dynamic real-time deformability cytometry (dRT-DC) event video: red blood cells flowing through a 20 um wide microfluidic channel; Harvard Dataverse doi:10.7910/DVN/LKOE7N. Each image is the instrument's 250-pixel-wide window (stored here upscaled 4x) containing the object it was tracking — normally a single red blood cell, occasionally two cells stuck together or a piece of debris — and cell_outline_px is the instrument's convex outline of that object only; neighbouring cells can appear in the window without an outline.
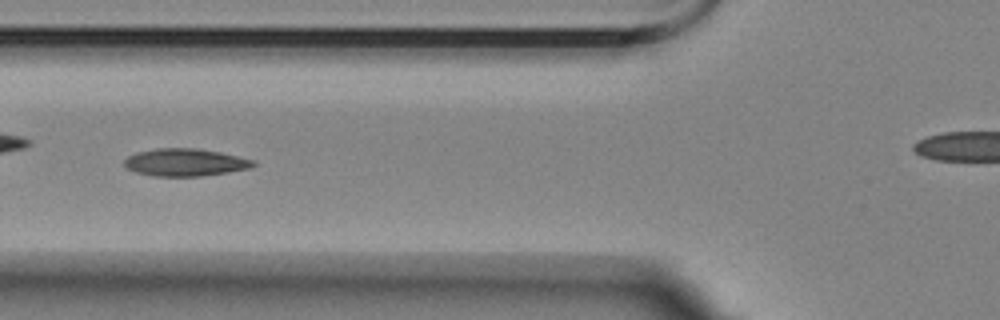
{"species": "Egyptian fruit bat (a non-hibernating species)", "species_latin": "Rousettus aegyptiacus", "temperature_condition": "room temperature", "stored_images_in_passage": 7, "camera_frame_rate_fps": 3000, "um_per_image_px": 0.085, "animal": {"sex": "female"}, "frame": {"image": 1, "passage_image": 4, "time_ms": 3.667, "image_size_px": [1000, 320], "cell_outline_px": [[256, 164], [252, 168], [228, 172], [200, 176], [156, 176], [136, 172], [128, 168], [124, 164], [124, 160], [128, 156], [136, 152], [156, 148], [196, 148], [220, 152], [256, 160]], "centroid_in_image_um": [15.77, 13.79], "position_along_channel_um": 110.0, "area_um2": 20.69}}
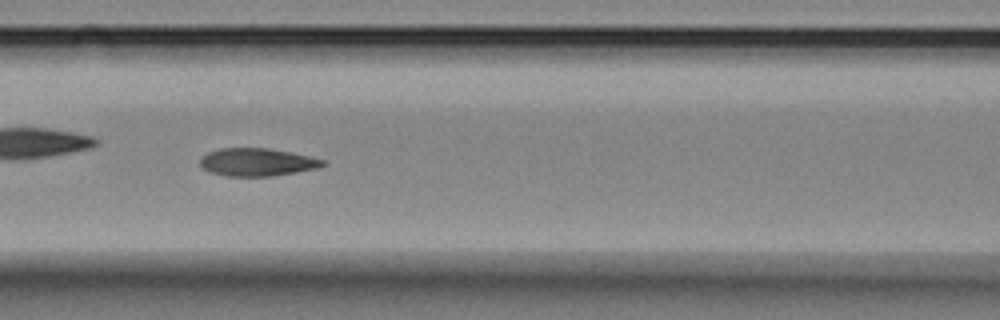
{"frame": {"image": 2, "passage_image": 5, "time_ms": 4.667, "image_size_px": [1000, 320], "cell_outline_px": [[324, 164], [316, 168], [296, 172], [272, 176], [224, 176], [212, 172], [204, 168], [200, 164], [200, 160], [208, 152], [220, 148], [268, 148], [308, 156], [324, 160]], "centroid_in_image_um": [21.82, 13.78], "position_along_channel_um": 144.8, "area_um2": 19.54}}